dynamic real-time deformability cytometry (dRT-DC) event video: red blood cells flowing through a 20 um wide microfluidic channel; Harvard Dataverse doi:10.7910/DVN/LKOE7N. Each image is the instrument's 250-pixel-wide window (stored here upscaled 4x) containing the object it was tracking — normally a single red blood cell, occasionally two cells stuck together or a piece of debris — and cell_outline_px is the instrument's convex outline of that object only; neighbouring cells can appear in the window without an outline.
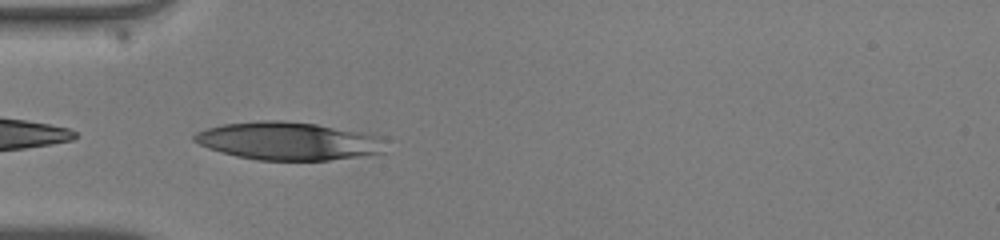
{"species": "human", "species_latin": "Homo sapiens", "temperature_condition": "warm", "stored_images_in_passage": 30, "camera_frame_rate_fps": 3000, "um_per_image_px": 0.085, "donor": {"sex": "male"}, "frame": {"image": 1, "passage_image": 1, "time_ms": 0.0, "image_size_px": [1000, 240], "cell_outline_px": [[384, 152], [360, 156], [328, 160], [256, 160], [236, 156], [220, 152], [208, 148], [192, 140], [192, 136], [196, 132], [208, 128], [224, 124], [260, 120], [284, 120], [316, 124], [364, 132], [380, 136]], "centroid_in_image_um": [24.46, 11.98], "position_along_channel_um": 60.5, "area_um2": 42.25}}
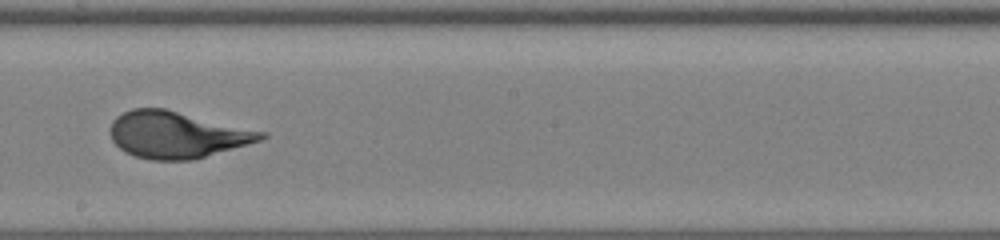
{"frame": {"image": 2, "passage_image": 14, "time_ms": 4.333, "image_size_px": [1000, 240], "cell_outline_px": [[268, 136], [260, 140], [248, 144], [192, 160], [152, 160], [136, 156], [124, 152], [112, 140], [108, 132], [112, 120], [116, 116], [132, 108], [164, 108], [268, 132]], "centroid_in_image_um": [15.01, 11.44], "position_along_channel_um": 233.2, "area_um2": 41.1}}
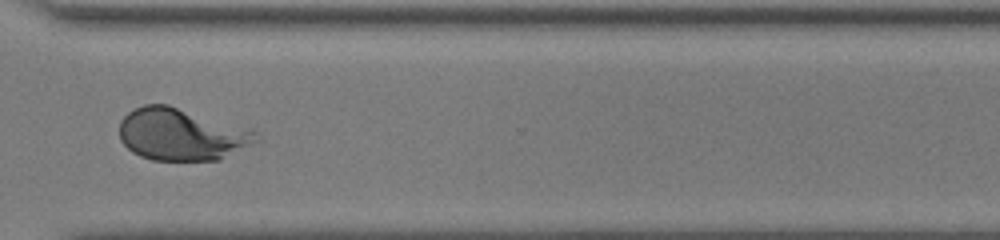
{"frame": {"image": 3, "passage_image": 23, "time_ms": 7.333, "image_size_px": [1000, 240], "cell_outline_px": [[260, 140], [220, 160], [152, 160], [140, 156], [132, 152], [120, 140], [120, 120], [128, 112], [144, 104], [168, 104], [252, 128], [256, 132]], "centroid_in_image_um": [15.45, 11.41], "position_along_channel_um": 355.1, "area_um2": 41.91}}